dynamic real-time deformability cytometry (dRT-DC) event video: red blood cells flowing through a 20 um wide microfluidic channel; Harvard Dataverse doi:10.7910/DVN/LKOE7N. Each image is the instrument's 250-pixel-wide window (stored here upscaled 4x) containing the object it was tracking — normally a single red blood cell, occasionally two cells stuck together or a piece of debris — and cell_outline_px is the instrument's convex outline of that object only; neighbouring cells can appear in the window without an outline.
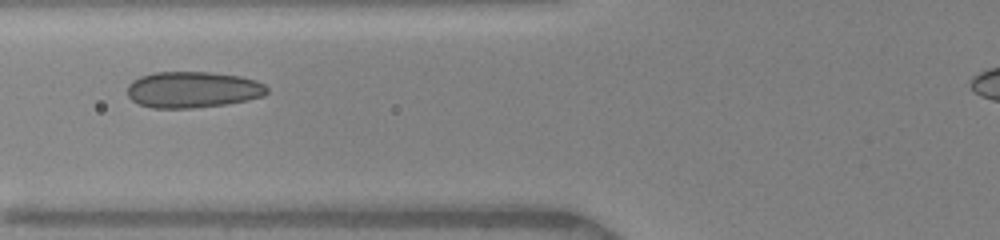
{"species": "human", "species_latin": "Homo sapiens", "temperature_condition": "warm", "stored_images_in_passage": 4, "camera_frame_rate_fps": 3000, "um_per_image_px": 0.085, "donor": {"sex": "female"}, "frame": {"image": 1, "passage_image": 4, "time_ms": 2.0, "image_size_px": [1000, 240], "cell_outline_px": [[268, 92], [264, 96], [248, 100], [224, 104], [192, 108], [152, 108], [140, 104], [132, 100], [128, 96], [128, 84], [132, 80], [140, 76], [152, 72], [212, 72], [240, 76], [256, 80], [264, 84], [268, 88]], "centroid_in_image_um": [16.39, 7.61], "position_along_channel_um": 109.4, "area_um2": 29.65}}